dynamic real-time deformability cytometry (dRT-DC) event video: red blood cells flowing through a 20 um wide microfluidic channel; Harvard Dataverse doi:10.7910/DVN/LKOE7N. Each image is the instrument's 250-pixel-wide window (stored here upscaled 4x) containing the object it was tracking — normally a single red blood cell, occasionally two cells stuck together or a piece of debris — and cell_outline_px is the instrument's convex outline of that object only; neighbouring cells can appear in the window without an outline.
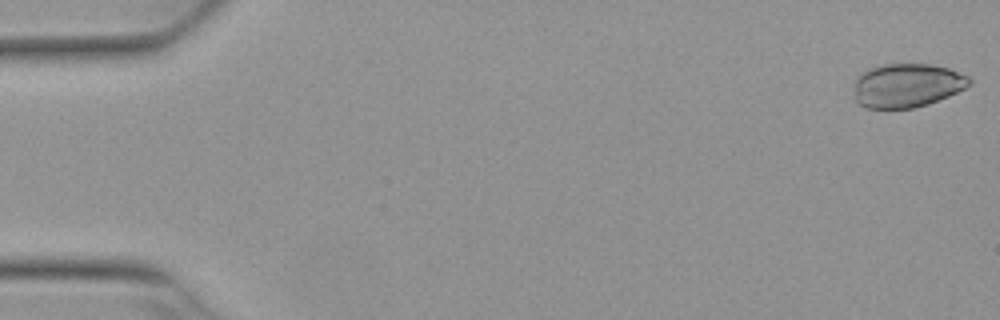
{"species": "Egyptian fruit bat (a non-hibernating species)", "species_latin": "Rousettus aegyptiacus", "temperature_condition": "warm", "stored_images_in_passage": 53, "camera_frame_rate_fps": 3000, "um_per_image_px": 0.085, "animal": {"sex": "female"}, "frame": {"image": 1, "passage_image": 1, "time_ms": 0.0, "image_size_px": [1000, 320], "cell_outline_px": [[972, 84], [948, 96], [928, 104], [912, 108], [864, 108], [856, 100], [856, 76], [860, 72], [868, 68], [884, 64], [932, 64], [948, 68], [968, 76], [972, 80]], "centroid_in_image_um": [77.1, 7.25], "position_along_channel_um": 7.9, "area_um2": 29.48}}
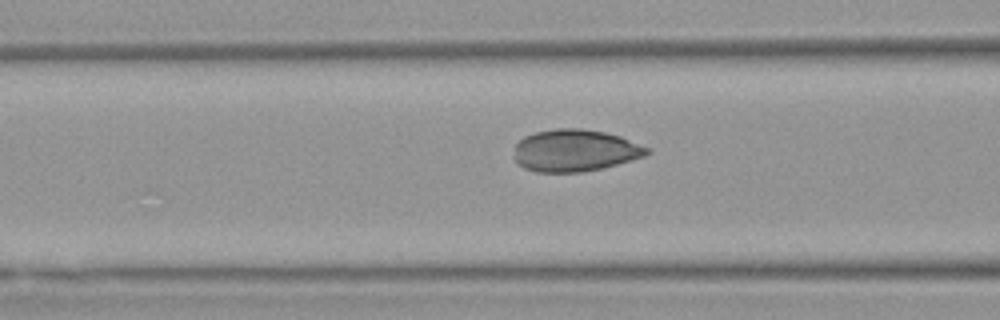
{"frame": {"image": 2, "passage_image": 21, "time_ms": 6.667, "image_size_px": [1000, 320], "cell_outline_px": [[652, 152], [644, 156], [604, 168], [580, 172], [536, 172], [524, 168], [516, 164], [516, 144], [524, 136], [536, 132], [556, 128], [580, 128], [604, 132], [620, 136], [648, 148]], "centroid_in_image_um": [48.87, 12.79], "position_along_channel_um": 117.7, "area_um2": 32.43}}
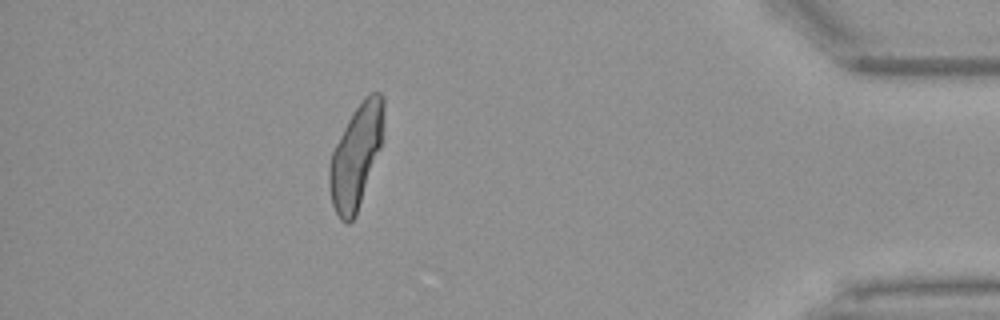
{"frame": {"image": 3, "passage_image": 47, "time_ms": 15.333, "image_size_px": [1000, 320], "cell_outline_px": [[384, 108], [380, 148], [356, 216], [348, 224], [340, 220], [332, 204], [328, 184], [328, 168], [332, 152], [352, 112], [364, 96], [368, 92], [380, 92], [384, 96]], "centroid_in_image_um": [30.25, 13.27], "position_along_channel_um": 405.0, "area_um2": 32.54}}